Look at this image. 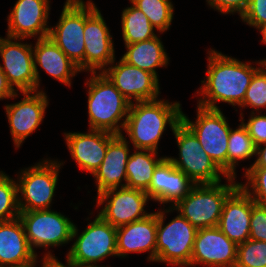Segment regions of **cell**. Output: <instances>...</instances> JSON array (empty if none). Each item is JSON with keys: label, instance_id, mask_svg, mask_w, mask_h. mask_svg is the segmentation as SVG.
Returning <instances> with one entry per match:
<instances>
[{"label": "cell", "instance_id": "cell-30", "mask_svg": "<svg viewBox=\"0 0 266 267\" xmlns=\"http://www.w3.org/2000/svg\"><path fill=\"white\" fill-rule=\"evenodd\" d=\"M149 19L159 32L169 29L173 20V5L170 0H130Z\"/></svg>", "mask_w": 266, "mask_h": 267}, {"label": "cell", "instance_id": "cell-26", "mask_svg": "<svg viewBox=\"0 0 266 267\" xmlns=\"http://www.w3.org/2000/svg\"><path fill=\"white\" fill-rule=\"evenodd\" d=\"M126 53L122 59L130 65L154 74L158 78L156 67H164L169 64L164 45L158 36L146 41L125 45Z\"/></svg>", "mask_w": 266, "mask_h": 267}, {"label": "cell", "instance_id": "cell-34", "mask_svg": "<svg viewBox=\"0 0 266 267\" xmlns=\"http://www.w3.org/2000/svg\"><path fill=\"white\" fill-rule=\"evenodd\" d=\"M246 184H241L255 203L266 205V168H248L245 171ZM250 186V187H249ZM253 192H251V190Z\"/></svg>", "mask_w": 266, "mask_h": 267}, {"label": "cell", "instance_id": "cell-15", "mask_svg": "<svg viewBox=\"0 0 266 267\" xmlns=\"http://www.w3.org/2000/svg\"><path fill=\"white\" fill-rule=\"evenodd\" d=\"M114 62L103 73L130 103L134 102L133 99L142 102L158 98L159 80L154 74L130 65L122 58L118 64L114 65Z\"/></svg>", "mask_w": 266, "mask_h": 267}, {"label": "cell", "instance_id": "cell-2", "mask_svg": "<svg viewBox=\"0 0 266 267\" xmlns=\"http://www.w3.org/2000/svg\"><path fill=\"white\" fill-rule=\"evenodd\" d=\"M181 105L168 100L131 103L123 130L130 137L135 150L157 152L159 140L169 124L172 131L181 122Z\"/></svg>", "mask_w": 266, "mask_h": 267}, {"label": "cell", "instance_id": "cell-21", "mask_svg": "<svg viewBox=\"0 0 266 267\" xmlns=\"http://www.w3.org/2000/svg\"><path fill=\"white\" fill-rule=\"evenodd\" d=\"M36 260L20 218L0 221V267H34Z\"/></svg>", "mask_w": 266, "mask_h": 267}, {"label": "cell", "instance_id": "cell-25", "mask_svg": "<svg viewBox=\"0 0 266 267\" xmlns=\"http://www.w3.org/2000/svg\"><path fill=\"white\" fill-rule=\"evenodd\" d=\"M33 56L37 91L40 84V74L37 64L51 77L68 86H71V78L78 72H81L78 66L48 36L37 38L35 47H33Z\"/></svg>", "mask_w": 266, "mask_h": 267}, {"label": "cell", "instance_id": "cell-18", "mask_svg": "<svg viewBox=\"0 0 266 267\" xmlns=\"http://www.w3.org/2000/svg\"><path fill=\"white\" fill-rule=\"evenodd\" d=\"M49 0H18L8 15L7 36L12 38H44L49 35L47 25Z\"/></svg>", "mask_w": 266, "mask_h": 267}, {"label": "cell", "instance_id": "cell-14", "mask_svg": "<svg viewBox=\"0 0 266 267\" xmlns=\"http://www.w3.org/2000/svg\"><path fill=\"white\" fill-rule=\"evenodd\" d=\"M16 40H24V38L0 37V56L4 62L0 68L13 89L16 86L22 93L36 92L37 79L34 70L33 47L31 44L20 43Z\"/></svg>", "mask_w": 266, "mask_h": 267}, {"label": "cell", "instance_id": "cell-24", "mask_svg": "<svg viewBox=\"0 0 266 267\" xmlns=\"http://www.w3.org/2000/svg\"><path fill=\"white\" fill-rule=\"evenodd\" d=\"M123 134L116 135L108 144L105 158L93 174L97 181V196L104 191L125 187L126 165L129 158L128 141Z\"/></svg>", "mask_w": 266, "mask_h": 267}, {"label": "cell", "instance_id": "cell-6", "mask_svg": "<svg viewBox=\"0 0 266 267\" xmlns=\"http://www.w3.org/2000/svg\"><path fill=\"white\" fill-rule=\"evenodd\" d=\"M179 147V160L168 157L195 184H216L228 177L202 149L194 133L181 121L172 131Z\"/></svg>", "mask_w": 266, "mask_h": 267}, {"label": "cell", "instance_id": "cell-12", "mask_svg": "<svg viewBox=\"0 0 266 267\" xmlns=\"http://www.w3.org/2000/svg\"><path fill=\"white\" fill-rule=\"evenodd\" d=\"M84 41L85 70L103 72L115 60L114 46L105 20L92 1L84 4Z\"/></svg>", "mask_w": 266, "mask_h": 267}, {"label": "cell", "instance_id": "cell-32", "mask_svg": "<svg viewBox=\"0 0 266 267\" xmlns=\"http://www.w3.org/2000/svg\"><path fill=\"white\" fill-rule=\"evenodd\" d=\"M234 267H266V242L248 239L237 245Z\"/></svg>", "mask_w": 266, "mask_h": 267}, {"label": "cell", "instance_id": "cell-38", "mask_svg": "<svg viewBox=\"0 0 266 267\" xmlns=\"http://www.w3.org/2000/svg\"><path fill=\"white\" fill-rule=\"evenodd\" d=\"M208 5L222 14L239 13L240 17L247 10L250 0H206Z\"/></svg>", "mask_w": 266, "mask_h": 267}, {"label": "cell", "instance_id": "cell-23", "mask_svg": "<svg viewBox=\"0 0 266 267\" xmlns=\"http://www.w3.org/2000/svg\"><path fill=\"white\" fill-rule=\"evenodd\" d=\"M157 212L147 217L117 227V256L126 257L128 253L151 251L149 261L156 259Z\"/></svg>", "mask_w": 266, "mask_h": 267}, {"label": "cell", "instance_id": "cell-7", "mask_svg": "<svg viewBox=\"0 0 266 267\" xmlns=\"http://www.w3.org/2000/svg\"><path fill=\"white\" fill-rule=\"evenodd\" d=\"M197 120L192 122L182 112L181 121L197 137L202 149L227 175V150L230 126L220 109L197 106Z\"/></svg>", "mask_w": 266, "mask_h": 267}, {"label": "cell", "instance_id": "cell-39", "mask_svg": "<svg viewBox=\"0 0 266 267\" xmlns=\"http://www.w3.org/2000/svg\"><path fill=\"white\" fill-rule=\"evenodd\" d=\"M16 91L18 90L12 88L7 81L6 75L0 68V99L17 97Z\"/></svg>", "mask_w": 266, "mask_h": 267}, {"label": "cell", "instance_id": "cell-17", "mask_svg": "<svg viewBox=\"0 0 266 267\" xmlns=\"http://www.w3.org/2000/svg\"><path fill=\"white\" fill-rule=\"evenodd\" d=\"M23 95L22 101L5 106L16 148H19L23 141L41 124L48 106V99L44 91L23 92Z\"/></svg>", "mask_w": 266, "mask_h": 267}, {"label": "cell", "instance_id": "cell-20", "mask_svg": "<svg viewBox=\"0 0 266 267\" xmlns=\"http://www.w3.org/2000/svg\"><path fill=\"white\" fill-rule=\"evenodd\" d=\"M196 184L165 157L154 170L149 188L150 199L160 204L173 203L185 198Z\"/></svg>", "mask_w": 266, "mask_h": 267}, {"label": "cell", "instance_id": "cell-22", "mask_svg": "<svg viewBox=\"0 0 266 267\" xmlns=\"http://www.w3.org/2000/svg\"><path fill=\"white\" fill-rule=\"evenodd\" d=\"M252 198L239 186L225 201L218 228L236 245L250 236Z\"/></svg>", "mask_w": 266, "mask_h": 267}, {"label": "cell", "instance_id": "cell-28", "mask_svg": "<svg viewBox=\"0 0 266 267\" xmlns=\"http://www.w3.org/2000/svg\"><path fill=\"white\" fill-rule=\"evenodd\" d=\"M122 36L125 45L154 38V27L144 13L133 4L122 11Z\"/></svg>", "mask_w": 266, "mask_h": 267}, {"label": "cell", "instance_id": "cell-27", "mask_svg": "<svg viewBox=\"0 0 266 267\" xmlns=\"http://www.w3.org/2000/svg\"><path fill=\"white\" fill-rule=\"evenodd\" d=\"M158 152L150 150H137L129 155L126 165L127 188L146 192L149 188L154 170L165 158H156Z\"/></svg>", "mask_w": 266, "mask_h": 267}, {"label": "cell", "instance_id": "cell-41", "mask_svg": "<svg viewBox=\"0 0 266 267\" xmlns=\"http://www.w3.org/2000/svg\"><path fill=\"white\" fill-rule=\"evenodd\" d=\"M262 145L256 147V156L258 155V158L249 168H266V143Z\"/></svg>", "mask_w": 266, "mask_h": 267}, {"label": "cell", "instance_id": "cell-19", "mask_svg": "<svg viewBox=\"0 0 266 267\" xmlns=\"http://www.w3.org/2000/svg\"><path fill=\"white\" fill-rule=\"evenodd\" d=\"M72 158L82 170L94 174L105 158L109 142L115 134L90 129L89 133H64Z\"/></svg>", "mask_w": 266, "mask_h": 267}, {"label": "cell", "instance_id": "cell-13", "mask_svg": "<svg viewBox=\"0 0 266 267\" xmlns=\"http://www.w3.org/2000/svg\"><path fill=\"white\" fill-rule=\"evenodd\" d=\"M149 199L142 190L127 187L110 189L97 196L98 206L108 201L97 215L117 228L150 215L144 210Z\"/></svg>", "mask_w": 266, "mask_h": 267}, {"label": "cell", "instance_id": "cell-1", "mask_svg": "<svg viewBox=\"0 0 266 267\" xmlns=\"http://www.w3.org/2000/svg\"><path fill=\"white\" fill-rule=\"evenodd\" d=\"M208 54L207 77L201 81V91H197L203 99L200 98L197 104L209 109H220L216 105L218 101L240 106L254 73L260 67H252L251 63H243L213 49Z\"/></svg>", "mask_w": 266, "mask_h": 267}, {"label": "cell", "instance_id": "cell-8", "mask_svg": "<svg viewBox=\"0 0 266 267\" xmlns=\"http://www.w3.org/2000/svg\"><path fill=\"white\" fill-rule=\"evenodd\" d=\"M61 165L47 159L21 171L17 181L20 212L50 209Z\"/></svg>", "mask_w": 266, "mask_h": 267}, {"label": "cell", "instance_id": "cell-31", "mask_svg": "<svg viewBox=\"0 0 266 267\" xmlns=\"http://www.w3.org/2000/svg\"><path fill=\"white\" fill-rule=\"evenodd\" d=\"M18 197L17 183L0 171V221L19 217Z\"/></svg>", "mask_w": 266, "mask_h": 267}, {"label": "cell", "instance_id": "cell-35", "mask_svg": "<svg viewBox=\"0 0 266 267\" xmlns=\"http://www.w3.org/2000/svg\"><path fill=\"white\" fill-rule=\"evenodd\" d=\"M249 239L266 242V205L255 203L253 199Z\"/></svg>", "mask_w": 266, "mask_h": 267}, {"label": "cell", "instance_id": "cell-37", "mask_svg": "<svg viewBox=\"0 0 266 267\" xmlns=\"http://www.w3.org/2000/svg\"><path fill=\"white\" fill-rule=\"evenodd\" d=\"M241 20L256 28L266 24V0H250Z\"/></svg>", "mask_w": 266, "mask_h": 267}, {"label": "cell", "instance_id": "cell-36", "mask_svg": "<svg viewBox=\"0 0 266 267\" xmlns=\"http://www.w3.org/2000/svg\"><path fill=\"white\" fill-rule=\"evenodd\" d=\"M251 117L244 123L243 118H240L241 123L247 129L249 136L256 147L266 143V116L255 115L254 110L252 111Z\"/></svg>", "mask_w": 266, "mask_h": 267}, {"label": "cell", "instance_id": "cell-42", "mask_svg": "<svg viewBox=\"0 0 266 267\" xmlns=\"http://www.w3.org/2000/svg\"><path fill=\"white\" fill-rule=\"evenodd\" d=\"M256 29L260 30V33H262V42L266 44V24L258 26ZM266 61V59H264Z\"/></svg>", "mask_w": 266, "mask_h": 267}, {"label": "cell", "instance_id": "cell-33", "mask_svg": "<svg viewBox=\"0 0 266 267\" xmlns=\"http://www.w3.org/2000/svg\"><path fill=\"white\" fill-rule=\"evenodd\" d=\"M257 63L261 68L254 73L240 107L249 106L258 111L261 107L266 108V61Z\"/></svg>", "mask_w": 266, "mask_h": 267}, {"label": "cell", "instance_id": "cell-16", "mask_svg": "<svg viewBox=\"0 0 266 267\" xmlns=\"http://www.w3.org/2000/svg\"><path fill=\"white\" fill-rule=\"evenodd\" d=\"M237 245L218 227L198 229L189 266L234 267Z\"/></svg>", "mask_w": 266, "mask_h": 267}, {"label": "cell", "instance_id": "cell-5", "mask_svg": "<svg viewBox=\"0 0 266 267\" xmlns=\"http://www.w3.org/2000/svg\"><path fill=\"white\" fill-rule=\"evenodd\" d=\"M172 210L170 207L157 212L155 262L187 267L190 265L197 229L180 214L164 226V213Z\"/></svg>", "mask_w": 266, "mask_h": 267}, {"label": "cell", "instance_id": "cell-11", "mask_svg": "<svg viewBox=\"0 0 266 267\" xmlns=\"http://www.w3.org/2000/svg\"><path fill=\"white\" fill-rule=\"evenodd\" d=\"M84 3L66 0L57 26L50 27L48 35L80 71L85 70Z\"/></svg>", "mask_w": 266, "mask_h": 267}, {"label": "cell", "instance_id": "cell-4", "mask_svg": "<svg viewBox=\"0 0 266 267\" xmlns=\"http://www.w3.org/2000/svg\"><path fill=\"white\" fill-rule=\"evenodd\" d=\"M226 179L229 184H196L185 198L171 207L197 230L217 227L225 201L240 186L235 183L236 178Z\"/></svg>", "mask_w": 266, "mask_h": 267}, {"label": "cell", "instance_id": "cell-29", "mask_svg": "<svg viewBox=\"0 0 266 267\" xmlns=\"http://www.w3.org/2000/svg\"><path fill=\"white\" fill-rule=\"evenodd\" d=\"M228 141L227 176L236 178L235 165L256 155V145L242 123L235 130L231 128Z\"/></svg>", "mask_w": 266, "mask_h": 267}, {"label": "cell", "instance_id": "cell-10", "mask_svg": "<svg viewBox=\"0 0 266 267\" xmlns=\"http://www.w3.org/2000/svg\"><path fill=\"white\" fill-rule=\"evenodd\" d=\"M116 239L117 228L98 215L77 236L67 258L77 267L97 266L104 258L117 256Z\"/></svg>", "mask_w": 266, "mask_h": 267}, {"label": "cell", "instance_id": "cell-40", "mask_svg": "<svg viewBox=\"0 0 266 267\" xmlns=\"http://www.w3.org/2000/svg\"><path fill=\"white\" fill-rule=\"evenodd\" d=\"M42 267H77L67 258V266L62 264L58 259H56L51 253L48 252L43 257Z\"/></svg>", "mask_w": 266, "mask_h": 267}, {"label": "cell", "instance_id": "cell-3", "mask_svg": "<svg viewBox=\"0 0 266 267\" xmlns=\"http://www.w3.org/2000/svg\"><path fill=\"white\" fill-rule=\"evenodd\" d=\"M91 75L90 80L86 81L90 129L122 134L131 103L103 72L98 75L92 72ZM122 118L124 120L120 123Z\"/></svg>", "mask_w": 266, "mask_h": 267}, {"label": "cell", "instance_id": "cell-9", "mask_svg": "<svg viewBox=\"0 0 266 267\" xmlns=\"http://www.w3.org/2000/svg\"><path fill=\"white\" fill-rule=\"evenodd\" d=\"M26 238L31 249L34 247L59 246L72 241L78 230L68 217L51 209L20 212Z\"/></svg>", "mask_w": 266, "mask_h": 267}]
</instances>
